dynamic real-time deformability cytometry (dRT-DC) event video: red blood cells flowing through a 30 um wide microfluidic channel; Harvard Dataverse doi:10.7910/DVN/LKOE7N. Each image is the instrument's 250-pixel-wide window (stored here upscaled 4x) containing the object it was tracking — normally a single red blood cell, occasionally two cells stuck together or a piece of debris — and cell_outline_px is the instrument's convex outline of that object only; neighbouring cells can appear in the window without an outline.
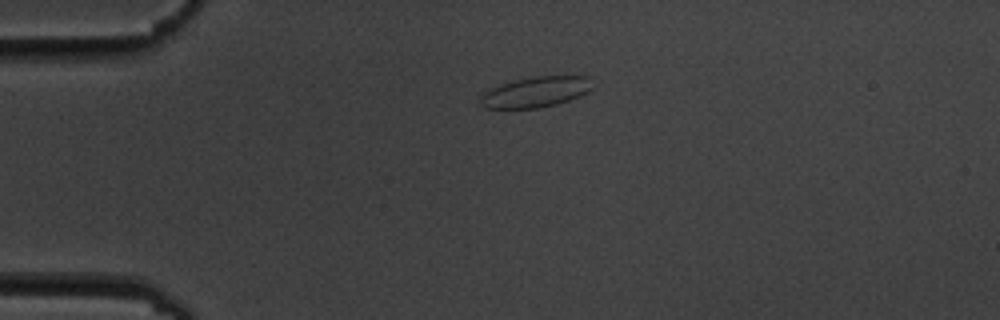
{"species": "common noctule bat (a hibernating species)", "species_latin": "Nyctalus noctula", "temperature_condition": "cold", "stored_images_in_passage": 2, "camera_frame_rate_fps": 3000, "um_per_image_px": 0.085, "animal": {"sex": "male", "body_mass_g": 19.5, "forearm_length_mm": 54.6}, "frame": {"image": 1, "passage_image": 1, "time_ms": 0.0, "image_size_px": [1000, 320], "cell_outline_px": [[592, 88], [588, 92], [580, 96], [556, 104], [536, 108], [484, 108], [480, 104], [480, 92], [500, 84], [512, 80], [532, 76], [588, 76]], "centroid_in_image_um": [45.47, 7.81], "position_along_channel_um": 39.5, "area_um2": 20.11}}